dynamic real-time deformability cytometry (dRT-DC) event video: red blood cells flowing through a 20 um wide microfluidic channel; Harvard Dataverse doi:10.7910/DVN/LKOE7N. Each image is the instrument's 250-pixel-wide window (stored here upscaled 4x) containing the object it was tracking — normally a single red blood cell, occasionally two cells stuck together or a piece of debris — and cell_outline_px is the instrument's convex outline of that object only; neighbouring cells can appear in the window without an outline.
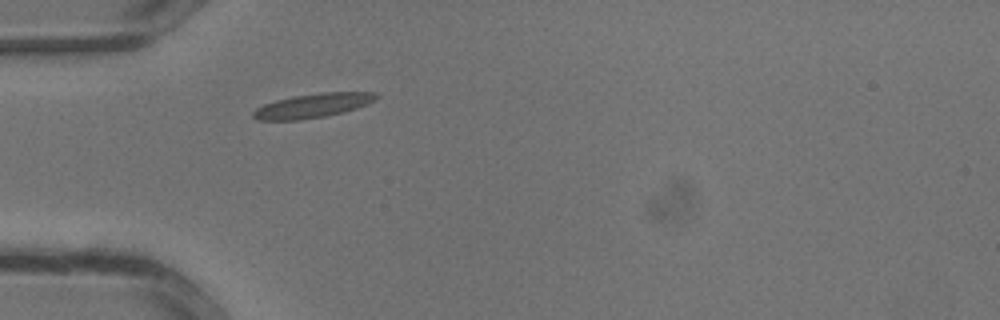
{"species": "common noctule bat (a hibernating species)", "species_latin": "Nyctalus noctula", "temperature_condition": "warm", "stored_images_in_passage": 24, "camera_frame_rate_fps": 3000, "um_per_image_px": 0.085, "animal": {"sex": "male", "body_mass_g": 13.3}, "frame": {"image": 1, "passage_image": 1, "time_ms": 0.0, "image_size_px": [1000, 320], "cell_outline_px": [[380, 96], [376, 100], [368, 104], [344, 112], [324, 116], [300, 120], [256, 120], [252, 116], [252, 112], [256, 108], [264, 104], [276, 100], [292, 96], [320, 92], [376, 92]], "centroid_in_image_um": [26.6, 8.97], "position_along_channel_um": 58.4, "area_um2": 17.51}}
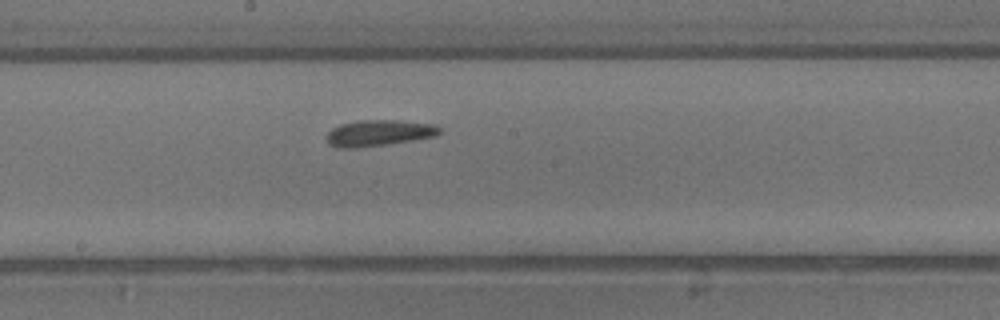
{"frame": {"image": 2, "passage_image": 9, "time_ms": 2.667, "image_size_px": [1000, 320], "cell_outline_px": [[444, 132], [436, 136], [388, 144], [360, 148], [336, 148], [328, 144], [328, 132], [332, 128], [340, 124], [356, 120], [396, 120], [436, 124], [444, 128]], "centroid_in_image_um": [32.26, 11.3], "position_along_channel_um": 215.9, "area_um2": 17.57}}
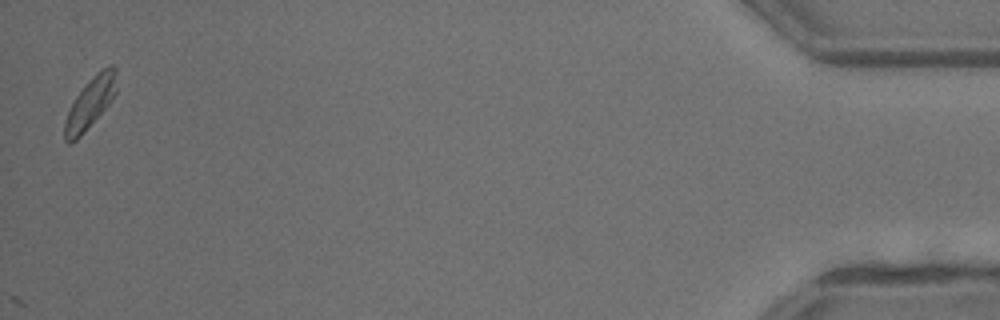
{"frame": {"image": 3, "passage_image": 24, "time_ms": 7.667, "image_size_px": [1000, 320], "cell_outline_px": [[116, 92], [112, 100], [80, 136], [72, 144], [68, 144], [64, 140], [64, 124], [68, 112], [76, 96], [92, 76], [96, 72], [112, 64], [116, 68]], "centroid_in_image_um": [7.67, 8.75], "position_along_channel_um": 427.5, "area_um2": 15.14}}